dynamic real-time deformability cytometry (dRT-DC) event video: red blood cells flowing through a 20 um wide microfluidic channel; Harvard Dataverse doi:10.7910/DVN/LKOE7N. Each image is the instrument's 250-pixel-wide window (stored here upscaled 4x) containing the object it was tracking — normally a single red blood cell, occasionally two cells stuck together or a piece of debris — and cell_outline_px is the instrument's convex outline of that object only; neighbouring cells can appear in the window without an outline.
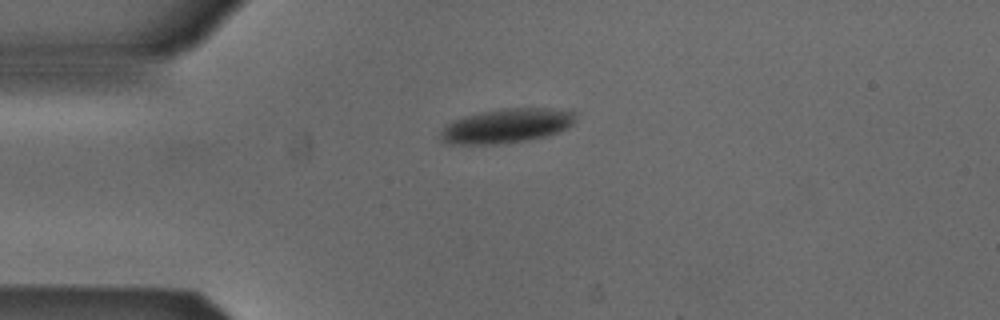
{"species": "Egyptian fruit bat (a non-hibernating species)", "species_latin": "Rousettus aegyptiacus", "temperature_condition": "cold", "stored_images_in_passage": 3, "camera_frame_rate_fps": 3000, "um_per_image_px": 0.085, "animal": {"sex": "male"}, "frame": {"image": 1, "passage_image": 3, "time_ms": 0.667, "image_size_px": [1000, 320], "cell_outline_px": [[580, 116], [572, 124], [548, 136], [524, 140], [496, 144], [448, 144], [440, 136], [440, 132], [452, 120], [484, 112], [504, 108], [572, 108]], "centroid_in_image_um": [43.17, 10.67], "position_along_channel_um": 41.8, "area_um2": 26.99}}